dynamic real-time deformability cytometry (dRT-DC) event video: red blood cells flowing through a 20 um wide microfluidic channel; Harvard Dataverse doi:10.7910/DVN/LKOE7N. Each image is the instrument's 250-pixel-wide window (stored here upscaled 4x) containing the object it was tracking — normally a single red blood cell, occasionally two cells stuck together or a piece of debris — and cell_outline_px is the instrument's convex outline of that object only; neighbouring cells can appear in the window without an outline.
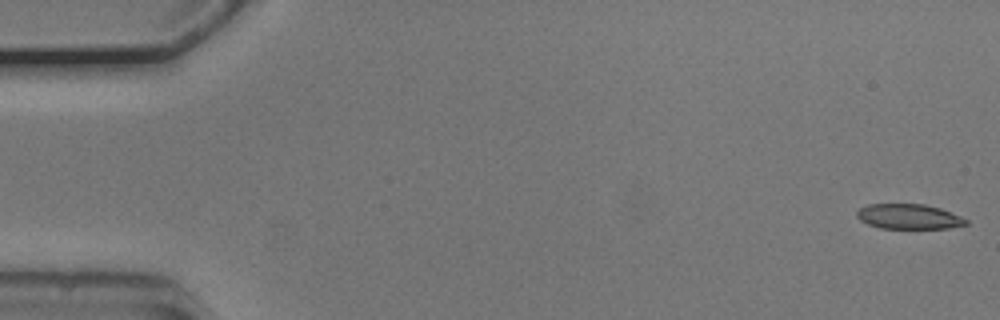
{"species": "common noctule bat (a hibernating species)", "species_latin": "Nyctalus noctula", "temperature_condition": "cold", "stored_images_in_passage": 55, "segment_of_instrument_passage": [1, 2], "camera_frame_rate_fps": 3000, "um_per_image_px": 0.085, "animal": {"sex": "male", "body_mass_g": 20.5, "forearm_length_mm": 52.5}, "frame": {"image": 1, "passage_image": 1, "time_ms": 0.0, "image_size_px": [1000, 320], "cell_outline_px": [[968, 224], [948, 228], [880, 228], [868, 224], [860, 220], [856, 216], [856, 212], [860, 208], [868, 204], [924, 204], [940, 208], [960, 216], [968, 220]], "centroid_in_image_um": [77.24, 18.4], "position_along_channel_um": 7.8, "area_um2": 15.84}}
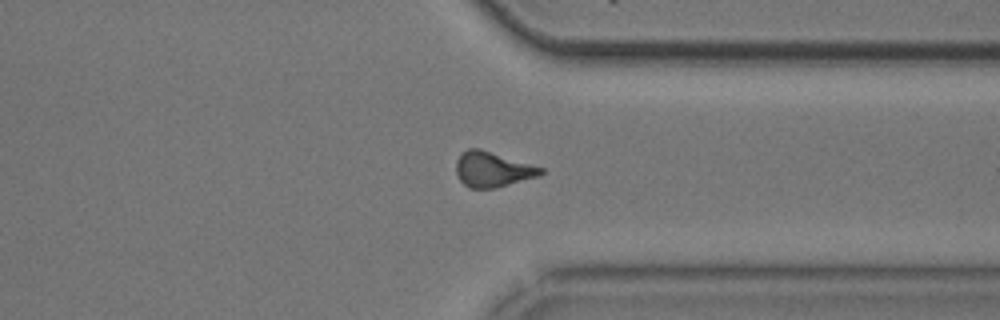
{"frame": {"image": 2, "passage_image": 41, "time_ms": 13.333, "image_size_px": [1000, 320], "cell_outline_px": [[544, 172], [536, 176], [496, 188], [468, 188], [460, 180], [456, 172], [456, 160], [460, 152], [468, 148], [480, 148], [544, 168]], "centroid_in_image_um": [41.82, 14.38], "position_along_channel_um": 369.6, "area_um2": 17.34}}
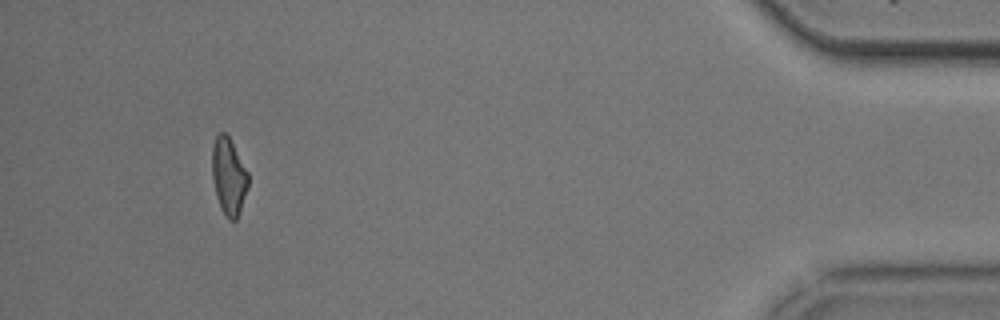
{"frame": {"image": 3, "passage_image": 50, "time_ms": 16.333, "image_size_px": [1000, 320], "cell_outline_px": [[248, 188], [240, 212], [236, 220], [228, 220], [224, 216], [220, 208], [212, 176], [212, 144], [216, 136], [220, 132], [224, 132], [228, 136], [248, 172]], "centroid_in_image_um": [19.44, 15.02], "position_along_channel_um": 415.8, "area_um2": 16.18}}